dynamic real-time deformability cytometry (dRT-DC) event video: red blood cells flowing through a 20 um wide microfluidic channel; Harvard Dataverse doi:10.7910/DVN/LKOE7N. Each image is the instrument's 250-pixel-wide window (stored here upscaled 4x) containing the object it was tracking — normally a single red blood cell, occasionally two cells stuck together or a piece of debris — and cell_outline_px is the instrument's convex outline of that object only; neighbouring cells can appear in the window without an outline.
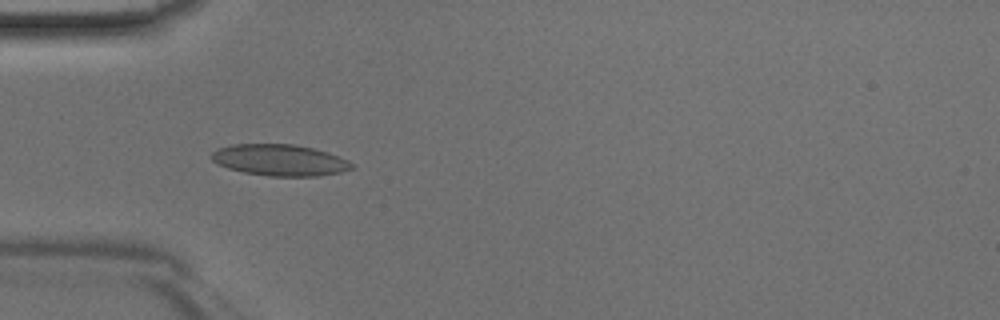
{"species": "Egyptian fruit bat (a non-hibernating species)", "species_latin": "Rousettus aegyptiacus", "temperature_condition": "room temperature", "stored_images_in_passage": 46, "camera_frame_rate_fps": 3000, "um_per_image_px": 0.085, "animal": {"sex": "male"}, "frame": {"image": 1, "passage_image": 14, "time_ms": 4.333, "image_size_px": [1000, 320], "cell_outline_px": [[352, 168], [340, 172], [320, 176], [268, 176], [244, 172], [228, 168], [212, 160], [212, 152], [220, 148], [232, 144], [292, 144], [312, 148], [328, 152], [348, 160], [352, 164]], "centroid_in_image_um": [23.79, 13.61], "position_along_channel_um": 61.2, "area_um2": 25.37}}
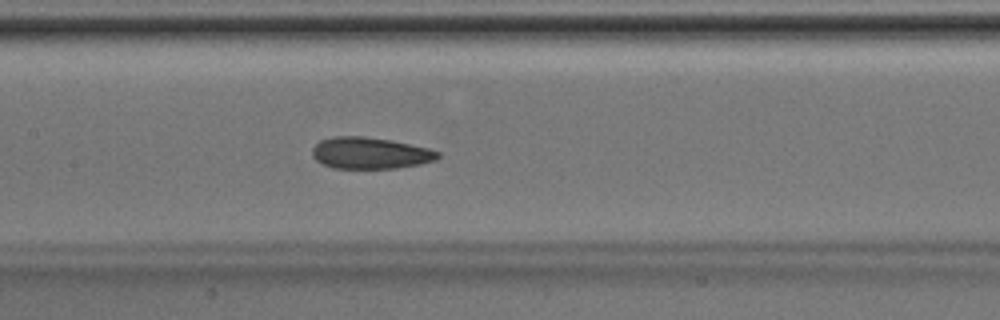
{"frame": {"image": 2, "passage_image": 22, "time_ms": 7.0, "image_size_px": [1000, 320], "cell_outline_px": [[440, 156], [436, 160], [420, 164], [396, 168], [332, 168], [316, 160], [312, 156], [312, 148], [320, 140], [332, 136], [364, 136], [392, 140], [428, 148], [440, 152]], "centroid_in_image_um": [31.46, 13.0], "position_along_channel_um": 175.9, "area_um2": 23.18}}
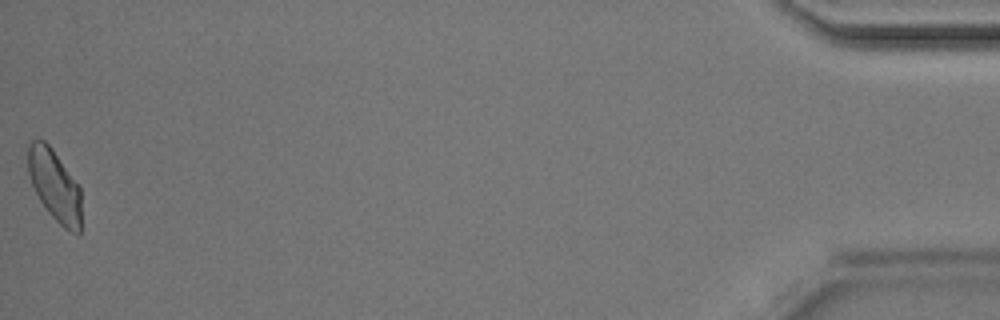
{"frame": {"image": 3, "passage_image": 46, "time_ms": 15.0, "image_size_px": [1000, 320], "cell_outline_px": [[80, 232], [72, 232], [64, 228], [48, 212], [40, 200], [32, 184], [28, 172], [28, 144], [32, 140], [44, 140], [52, 148], [80, 188]], "centroid_in_image_um": [4.63, 15.74], "position_along_channel_um": 430.6, "area_um2": 21.73}}